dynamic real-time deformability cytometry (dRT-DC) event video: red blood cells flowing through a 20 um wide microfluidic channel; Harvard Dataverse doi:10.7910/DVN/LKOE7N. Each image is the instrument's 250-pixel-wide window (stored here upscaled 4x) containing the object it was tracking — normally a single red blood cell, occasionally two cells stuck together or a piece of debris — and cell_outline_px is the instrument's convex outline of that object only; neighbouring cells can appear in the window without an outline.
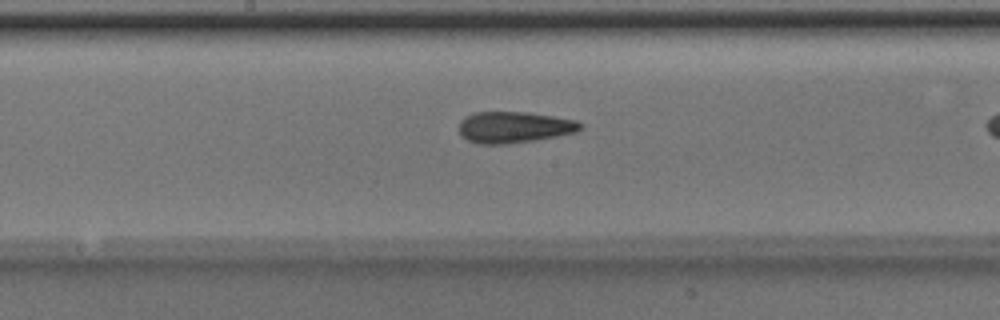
{"species": "Egyptian fruit bat (a non-hibernating species)", "species_latin": "Rousettus aegyptiacus", "temperature_condition": "room temperature", "stored_images_in_passage": 27, "camera_frame_rate_fps": 3000, "um_per_image_px": 0.085, "animal": {"sex": "male"}, "frame": {"image": 1, "passage_image": 20, "time_ms": 6.333, "image_size_px": [1000, 320], "cell_outline_px": [[584, 128], [576, 132], [536, 140], [508, 144], [480, 144], [468, 140], [460, 136], [460, 120], [464, 116], [472, 112], [528, 112], [576, 120], [584, 124]], "centroid_in_image_um": [43.7, 10.81], "position_along_channel_um": 204.5, "area_um2": 22.37}}
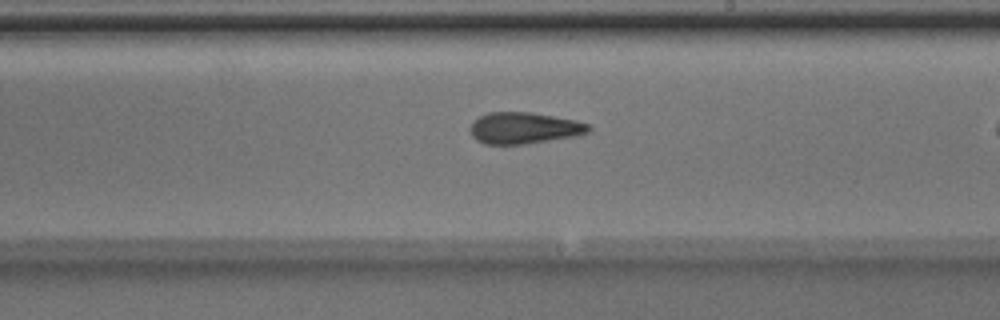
{"frame": {"image": 2, "passage_image": 23, "time_ms": 7.333, "image_size_px": [1000, 320], "cell_outline_px": [[592, 128], [588, 132], [572, 136], [524, 144], [484, 144], [476, 140], [472, 136], [468, 128], [472, 120], [488, 112], [532, 112], [576, 120], [588, 124]], "centroid_in_image_um": [44.48, 10.87], "position_along_channel_um": 244.5, "area_um2": 21.73}}